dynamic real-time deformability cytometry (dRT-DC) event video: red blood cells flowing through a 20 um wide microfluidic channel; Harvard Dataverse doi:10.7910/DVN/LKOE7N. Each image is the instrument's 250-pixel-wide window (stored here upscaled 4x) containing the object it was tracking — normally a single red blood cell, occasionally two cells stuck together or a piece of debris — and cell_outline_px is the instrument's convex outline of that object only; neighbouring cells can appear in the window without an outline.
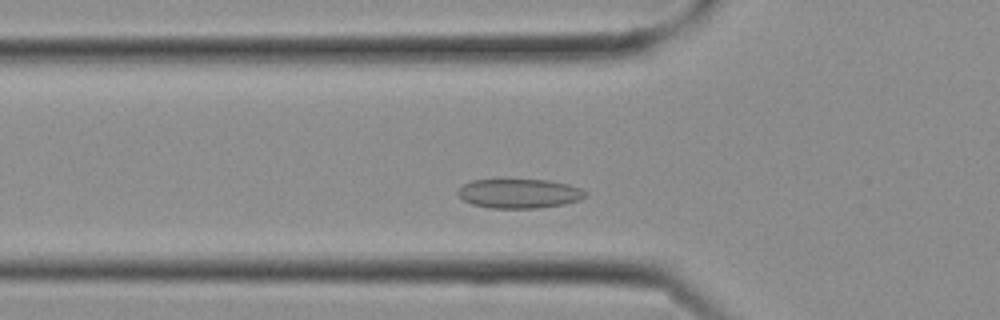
{"species": "Egyptian fruit bat (a non-hibernating species)", "species_latin": "Rousettus aegyptiacus", "temperature_condition": "cold", "stored_images_in_passage": 10, "camera_frame_rate_fps": 3000, "um_per_image_px": 0.085, "frame": {"image": 1, "passage_image": 6, "time_ms": 1.667, "image_size_px": [1000, 320], "cell_outline_px": [[584, 196], [576, 200], [560, 204], [532, 208], [496, 208], [472, 204], [464, 200], [460, 196], [460, 188], [464, 184], [476, 180], [544, 180], [564, 184], [576, 188], [584, 192]], "centroid_in_image_um": [44.06, 16.45], "position_along_channel_um": 81.7, "area_um2": 20.69}}
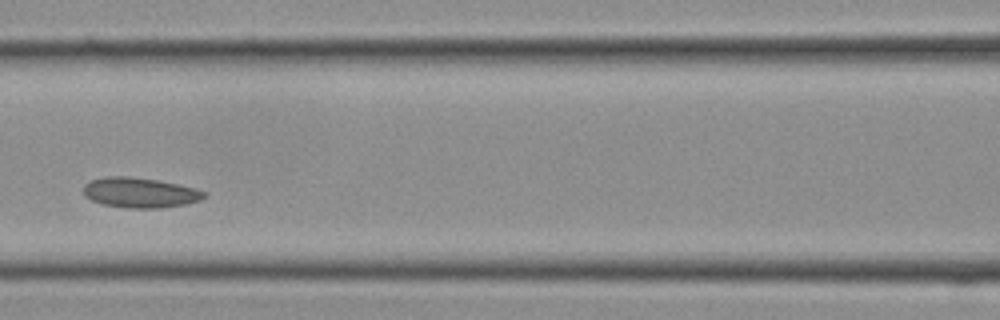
{"frame": {"image": 2, "passage_image": 9, "time_ms": 2.667, "image_size_px": [1000, 320], "cell_outline_px": [[204, 196], [200, 200], [180, 204], [152, 208], [136, 208], [104, 204], [92, 200], [84, 192], [84, 184], [92, 180], [112, 176], [120, 176], [156, 180], [176, 184], [192, 188], [204, 192]], "centroid_in_image_um": [11.85, 16.36], "position_along_channel_um": 154.7, "area_um2": 20.11}}